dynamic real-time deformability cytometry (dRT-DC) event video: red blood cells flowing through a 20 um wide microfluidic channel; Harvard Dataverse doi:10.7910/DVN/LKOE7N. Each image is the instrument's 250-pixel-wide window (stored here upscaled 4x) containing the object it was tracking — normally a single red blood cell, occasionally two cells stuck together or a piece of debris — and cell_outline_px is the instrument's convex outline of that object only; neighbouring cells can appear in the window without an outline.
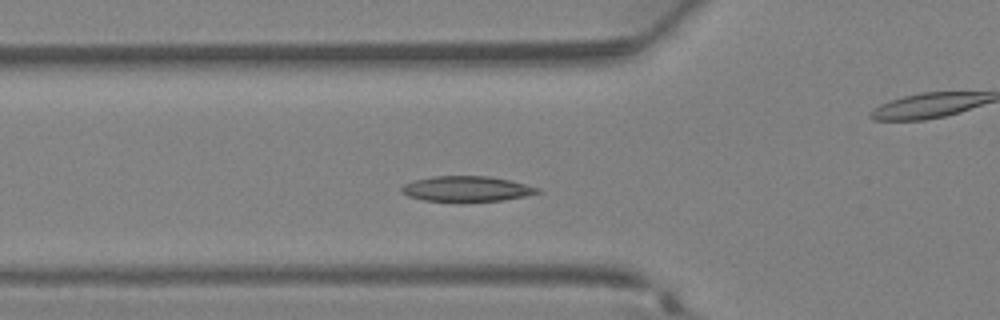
{"species": "Egyptian fruit bat (a non-hibernating species)", "species_latin": "Rousettus aegyptiacus", "temperature_condition": "warm", "stored_images_in_passage": 35, "camera_frame_rate_fps": 3000, "um_per_image_px": 0.085, "animal": {"sex": "female"}, "frame": {"image": 1, "passage_image": 10, "time_ms": 3.0, "image_size_px": [1000, 320], "cell_outline_px": [[540, 192], [524, 196], [500, 200], [456, 204], [424, 200], [408, 196], [400, 192], [400, 188], [404, 184], [416, 180], [432, 176], [488, 176], [508, 180], [540, 188]], "centroid_in_image_um": [39.6, 16.09], "position_along_channel_um": 86.2, "area_um2": 20.58}}
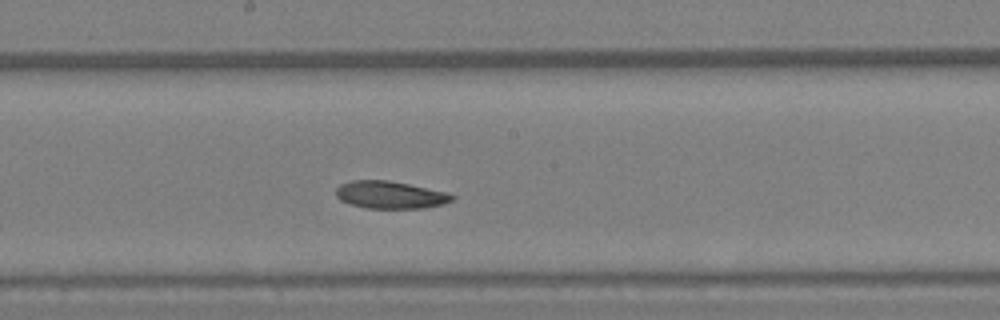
{"frame": {"image": 2, "passage_image": 17, "time_ms": 5.333, "image_size_px": [1000, 320], "cell_outline_px": [[456, 196], [452, 200], [444, 204], [424, 208], [368, 208], [348, 204], [340, 200], [336, 196], [336, 188], [340, 184], [352, 180], [388, 180], [448, 192]], "centroid_in_image_um": [33.16, 16.56], "position_along_channel_um": 215.0, "area_um2": 18.67}}
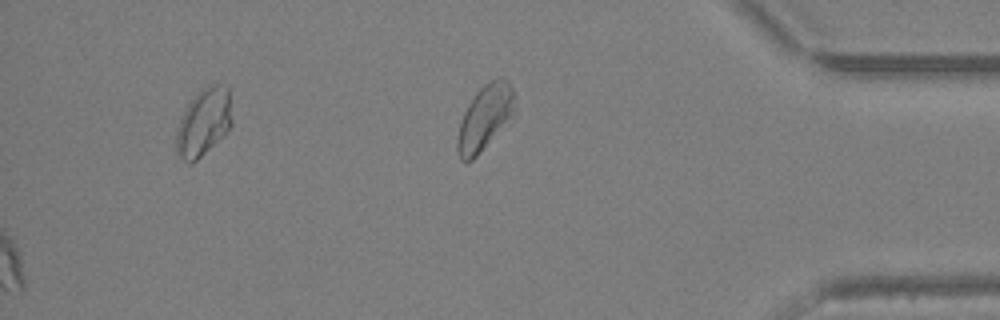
{"frame": {"image": 3, "passage_image": 35, "time_ms": 11.333, "image_size_px": [1000, 320], "cell_outline_px": [[232, 124], [192, 164], [188, 164], [176, 156], [176, 136], [180, 120], [188, 104], [200, 88], [208, 84], [220, 84], [228, 88], [232, 120]], "centroid_in_image_um": [17.28, 10.37], "position_along_channel_um": 417.9, "area_um2": 21.5}}